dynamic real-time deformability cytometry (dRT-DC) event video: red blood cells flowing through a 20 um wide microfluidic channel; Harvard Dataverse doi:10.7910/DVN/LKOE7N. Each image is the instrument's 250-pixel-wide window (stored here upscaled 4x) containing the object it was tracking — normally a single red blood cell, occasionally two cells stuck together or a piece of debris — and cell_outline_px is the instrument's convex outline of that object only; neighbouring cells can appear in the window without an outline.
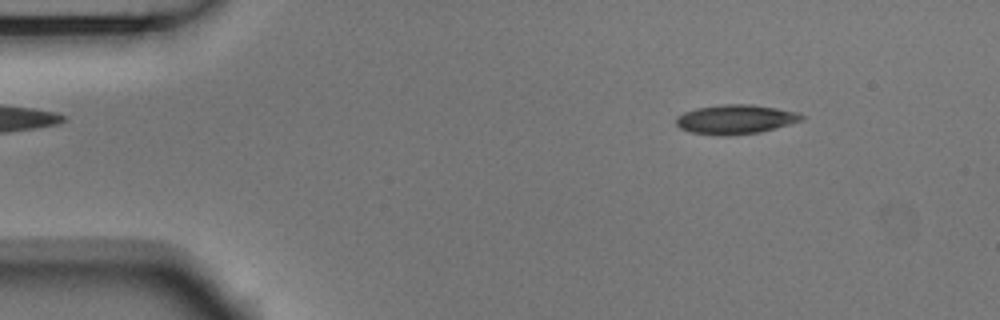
{"species": "Egyptian fruit bat (a non-hibernating species)", "species_latin": "Rousettus aegyptiacus", "temperature_condition": "room temperature", "stored_images_in_passage": 4, "camera_frame_rate_fps": 3000, "um_per_image_px": 0.085, "animal": {"sex": "male"}, "frame": {"image": 1, "passage_image": 1, "time_ms": 0.0, "image_size_px": [1000, 320], "cell_outline_px": [[804, 120], [776, 128], [760, 132], [728, 136], [720, 136], [688, 132], [680, 128], [676, 124], [676, 116], [684, 112], [696, 108], [724, 104], [752, 104], [800, 112], [804, 116]], "centroid_in_image_um": [62.52, 10.15], "position_along_channel_um": 22.5, "area_um2": 21.73}}
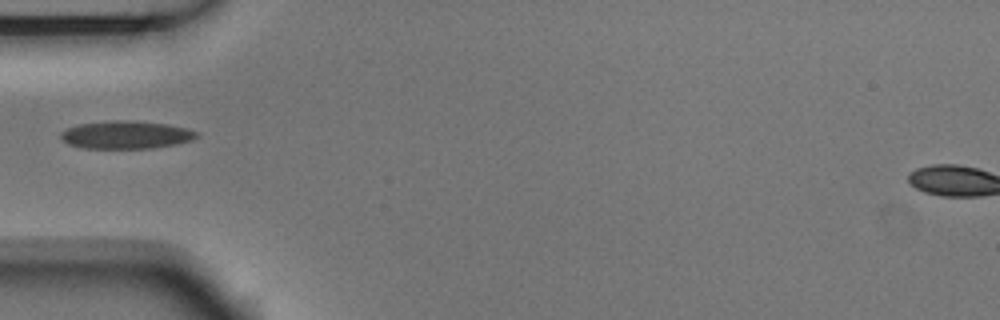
{"frame": {"image": 2, "passage_image": 4, "time_ms": 1.0, "image_size_px": [1000, 320], "cell_outline_px": [[200, 136], [192, 140], [176, 144], [152, 148], [84, 148], [68, 144], [60, 140], [60, 132], [68, 128], [80, 124], [112, 120], [124, 120], [168, 124], [188, 128], [196, 132]], "centroid_in_image_um": [10.71, 11.46], "position_along_channel_um": 74.3, "area_um2": 22.08}}